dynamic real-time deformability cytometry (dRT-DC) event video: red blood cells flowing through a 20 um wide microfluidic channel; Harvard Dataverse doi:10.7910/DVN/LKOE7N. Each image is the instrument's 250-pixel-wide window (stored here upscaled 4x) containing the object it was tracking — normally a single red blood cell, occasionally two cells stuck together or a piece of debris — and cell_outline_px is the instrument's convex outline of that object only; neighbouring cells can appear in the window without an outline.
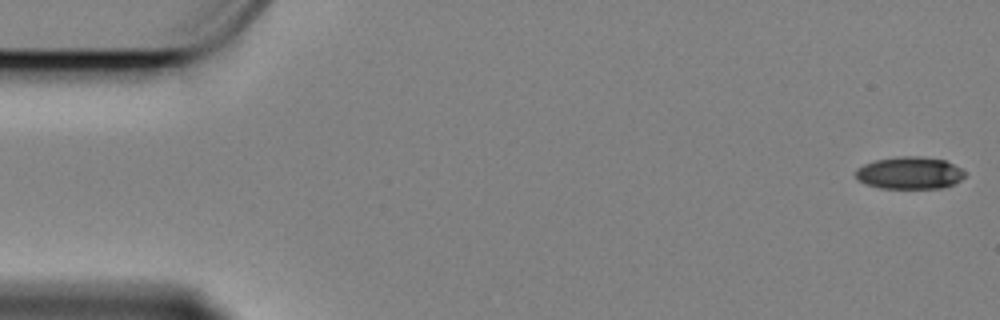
{"species": "Egyptian fruit bat (a non-hibernating species)", "species_latin": "Rousettus aegyptiacus", "temperature_condition": "cold", "stored_images_in_passage": 55, "camera_frame_rate_fps": 3000, "um_per_image_px": 0.085, "animal": {"sex": "female"}, "frame": {"image": 1, "passage_image": 1, "time_ms": 0.0, "image_size_px": [1000, 320], "cell_outline_px": [[964, 176], [960, 180], [952, 184], [940, 188], [880, 188], [868, 184], [860, 180], [856, 176], [856, 168], [864, 164], [876, 160], [900, 156], [924, 156], [944, 160], [960, 168], [964, 172]], "centroid_in_image_um": [77.31, 14.69], "position_along_channel_um": 7.7, "area_um2": 20.29}}
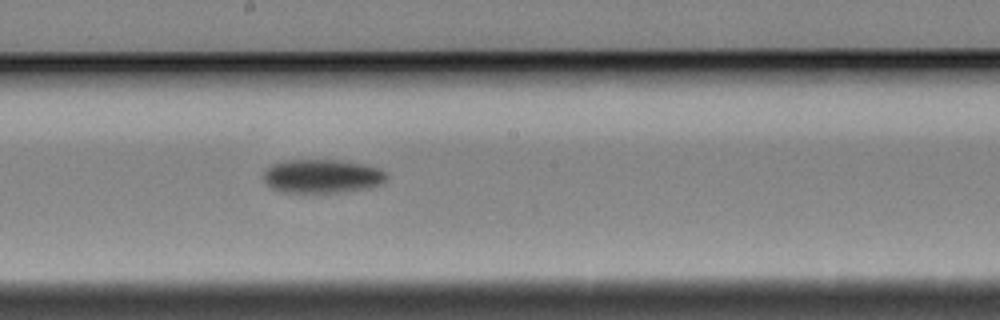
{"frame": {"image": 2, "passage_image": 31, "time_ms": 10.0, "image_size_px": [1000, 320], "cell_outline_px": [[388, 180], [380, 184], [368, 188], [344, 192], [280, 192], [272, 188], [264, 180], [264, 172], [272, 164], [284, 160], [340, 160], [364, 164], [380, 168], [388, 176]], "centroid_in_image_um": [27.41, 14.97], "position_along_channel_um": 220.8, "area_um2": 24.28}}
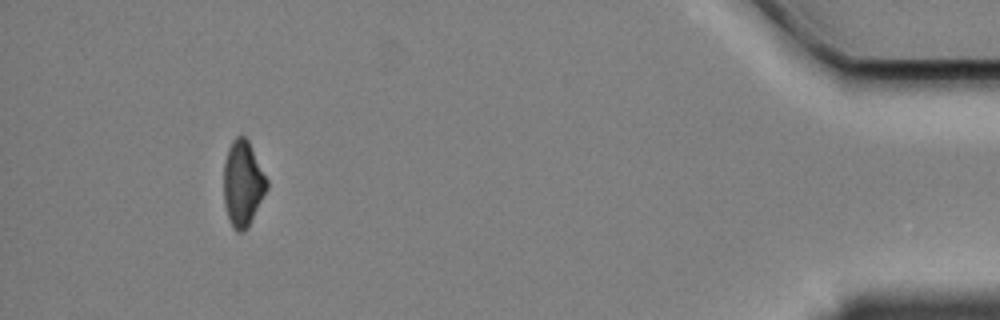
{"frame": {"image": 3, "passage_image": 54, "time_ms": 17.667, "image_size_px": [1000, 320], "cell_outline_px": [[268, 188], [244, 232], [236, 232], [228, 216], [224, 204], [224, 164], [228, 148], [232, 140], [236, 136], [244, 136], [248, 140], [268, 180]], "centroid_in_image_um": [20.64, 15.57], "position_along_channel_um": 414.6, "area_um2": 21.21}}